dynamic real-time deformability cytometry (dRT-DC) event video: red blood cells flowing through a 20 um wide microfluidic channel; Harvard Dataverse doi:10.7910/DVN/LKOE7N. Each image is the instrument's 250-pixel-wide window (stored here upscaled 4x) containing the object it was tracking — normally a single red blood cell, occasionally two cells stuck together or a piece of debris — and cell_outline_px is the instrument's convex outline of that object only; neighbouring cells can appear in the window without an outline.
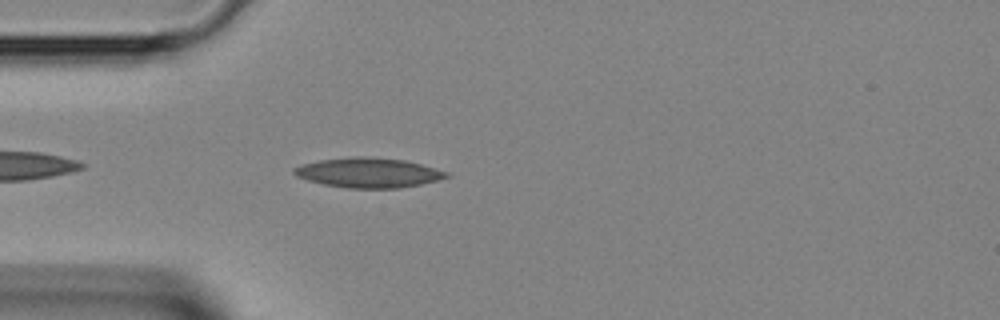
{"species": "Egyptian fruit bat (a non-hibernating species)", "species_latin": "Rousettus aegyptiacus", "temperature_condition": "room temperature", "stored_images_in_passage": 33, "camera_frame_rate_fps": 3000, "um_per_image_px": 0.085, "animal": {"sex": "female"}, "frame": {"image": 1, "passage_image": 3, "time_ms": 0.667, "image_size_px": [1000, 320], "cell_outline_px": [[452, 176], [420, 184], [400, 188], [348, 188], [324, 184], [308, 180], [296, 176], [292, 172], [292, 168], [304, 164], [320, 160], [356, 156], [364, 156], [404, 160], [420, 164], [448, 172]], "centroid_in_image_um": [31.31, 14.68], "position_along_channel_um": 53.7, "area_um2": 26.24}}
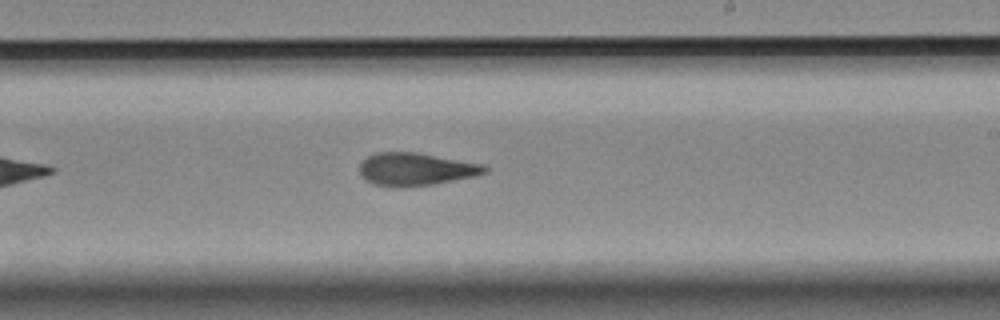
{"frame": {"image": 2, "passage_image": 16, "time_ms": 5.0, "image_size_px": [1000, 320], "cell_outline_px": [[488, 172], [476, 176], [432, 184], [372, 184], [360, 172], [360, 164], [368, 156], [376, 152], [416, 152], [484, 164], [488, 168]], "centroid_in_image_um": [35.42, 14.33], "position_along_channel_um": 253.6, "area_um2": 23.0}}
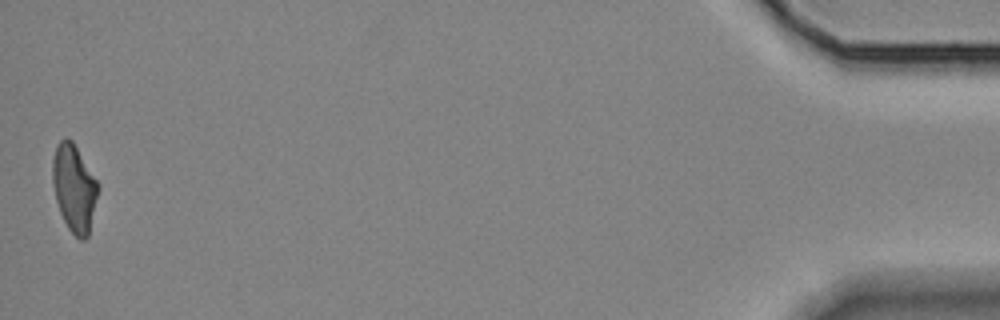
{"frame": {"image": 3, "passage_image": 33, "time_ms": 10.667, "image_size_px": [1000, 320], "cell_outline_px": [[100, 188], [88, 236], [84, 240], [80, 240], [68, 228], [60, 212], [56, 200], [52, 180], [52, 160], [56, 148], [60, 140], [64, 136], [72, 140], [100, 184]], "centroid_in_image_um": [6.32, 15.97], "position_along_channel_um": 428.9, "area_um2": 23.29}}